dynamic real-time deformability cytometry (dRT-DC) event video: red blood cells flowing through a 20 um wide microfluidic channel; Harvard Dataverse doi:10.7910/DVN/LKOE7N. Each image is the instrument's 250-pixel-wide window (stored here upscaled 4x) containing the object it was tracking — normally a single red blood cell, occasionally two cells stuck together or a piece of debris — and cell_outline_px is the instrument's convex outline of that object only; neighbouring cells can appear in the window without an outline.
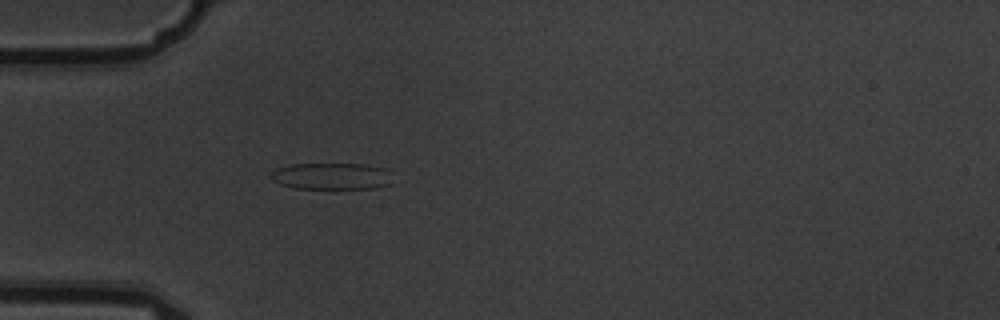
{"species": "common noctule bat (a hibernating species)", "species_latin": "Nyctalus noctula", "temperature_condition": "warm", "stored_images_in_passage": 3, "camera_frame_rate_fps": 3000, "um_per_image_px": 0.085, "animal": {"sex": "male", "body_mass_g": 19.5, "forearm_length_mm": 54.6}, "frame": {"image": 1, "passage_image": 3, "time_ms": 0.667, "image_size_px": [1000, 320], "cell_outline_px": [[392, 184], [372, 188], [292, 188], [280, 184], [272, 180], [268, 176], [276, 168], [292, 164], [364, 164], [388, 168], [392, 172]], "centroid_in_image_um": [28.22, 14.97], "position_along_channel_um": 56.8, "area_um2": 19.19}}